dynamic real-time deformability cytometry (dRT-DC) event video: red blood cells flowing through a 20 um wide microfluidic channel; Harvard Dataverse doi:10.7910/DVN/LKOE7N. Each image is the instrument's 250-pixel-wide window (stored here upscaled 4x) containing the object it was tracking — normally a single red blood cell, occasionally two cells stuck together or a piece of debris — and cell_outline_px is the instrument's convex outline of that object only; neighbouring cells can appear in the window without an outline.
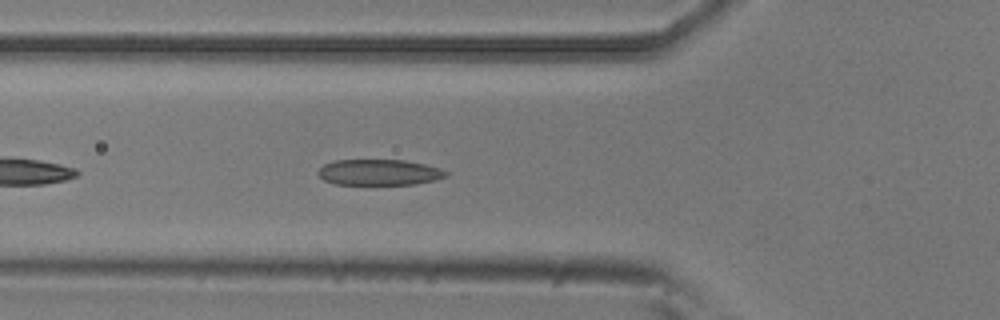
{"species": "common noctule bat (a hibernating species)", "species_latin": "Nyctalus noctula", "temperature_condition": "room temperature", "stored_images_in_passage": 39, "camera_frame_rate_fps": 3000, "um_per_image_px": 0.085, "animal": {"sex": "male", "body_mass_g": 20.5, "forearm_length_mm": 52.5}, "frame": {"image": 1, "passage_image": 6, "time_ms": 1.667, "image_size_px": [1000, 320], "cell_outline_px": [[448, 176], [436, 180], [416, 184], [332, 184], [324, 180], [316, 172], [324, 164], [332, 160], [404, 160], [424, 164], [440, 168], [448, 172]], "centroid_in_image_um": [32.22, 14.64], "position_along_channel_um": 93.6, "area_um2": 19.36}}
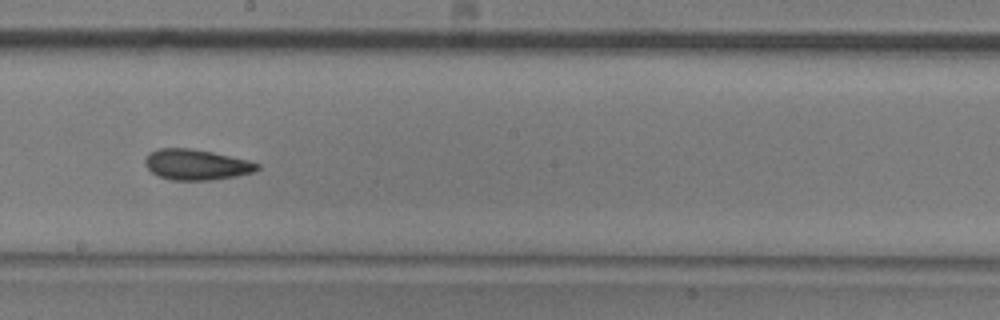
{"frame": {"image": 2, "passage_image": 17, "time_ms": 5.333, "image_size_px": [1000, 320], "cell_outline_px": [[260, 168], [252, 172], [236, 176], [212, 180], [172, 180], [160, 176], [152, 172], [144, 164], [144, 160], [148, 152], [160, 148], [188, 148], [212, 152], [248, 160], [260, 164]], "centroid_in_image_um": [16.67, 13.99], "position_along_channel_um": 231.5, "area_um2": 19.94}}
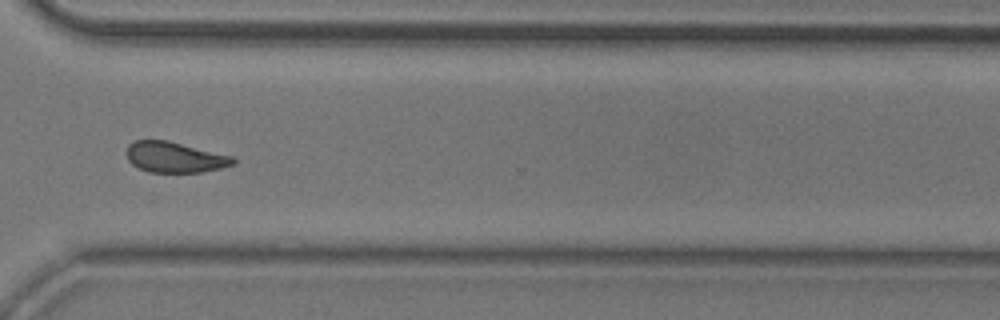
{"frame": {"image": 3, "passage_image": 27, "time_ms": 8.667, "image_size_px": [1000, 320], "cell_outline_px": [[236, 164], [204, 172], [148, 172], [132, 164], [128, 160], [128, 144], [136, 140], [168, 140], [232, 156], [236, 160]], "centroid_in_image_um": [14.88, 13.36], "position_along_channel_um": 355.7, "area_um2": 18.96}, "authors_computed_cell_mechanics": {"area_um2": 19.5364, "velocity_mm_per_s": 3.7418, "shape_relaxation_time_tau1_ms": 4.7033, "shape_relaxation_time_tau2_ms": 2.4565, "deformation_change_tau1": 0.129, "deformation_change_tau2": 0.082}}